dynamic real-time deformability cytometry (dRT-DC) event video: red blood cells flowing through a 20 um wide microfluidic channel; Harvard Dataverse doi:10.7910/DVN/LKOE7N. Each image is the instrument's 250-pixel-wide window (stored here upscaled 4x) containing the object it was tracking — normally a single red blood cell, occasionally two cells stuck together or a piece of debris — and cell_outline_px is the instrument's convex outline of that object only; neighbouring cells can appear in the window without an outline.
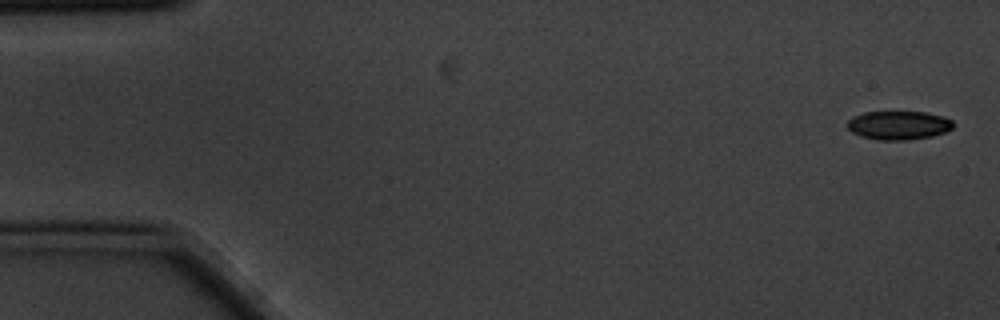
{"species": "common noctule bat (a hibernating species)", "species_latin": "Nyctalus noctula", "temperature_condition": "cold", "stored_images_in_passage": 3, "segment_of_instrument_passage": [2, 2], "camera_frame_rate_fps": 3000, "um_per_image_px": 0.085, "animal": {"sex": "male", "body_mass_g": 20.1, "forearm_length_mm": 53.5}, "frame": {"image": 1, "passage_image": 3, "time_ms": 0.667, "image_size_px": [1000, 320], "cell_outline_px": [[952, 128], [944, 132], [932, 136], [908, 140], [880, 140], [860, 136], [852, 132], [848, 128], [848, 120], [852, 116], [864, 112], [924, 112], [944, 116], [952, 120]], "centroid_in_image_um": [76.37, 10.64], "position_along_channel_um": 8.6, "area_um2": 17.69}}